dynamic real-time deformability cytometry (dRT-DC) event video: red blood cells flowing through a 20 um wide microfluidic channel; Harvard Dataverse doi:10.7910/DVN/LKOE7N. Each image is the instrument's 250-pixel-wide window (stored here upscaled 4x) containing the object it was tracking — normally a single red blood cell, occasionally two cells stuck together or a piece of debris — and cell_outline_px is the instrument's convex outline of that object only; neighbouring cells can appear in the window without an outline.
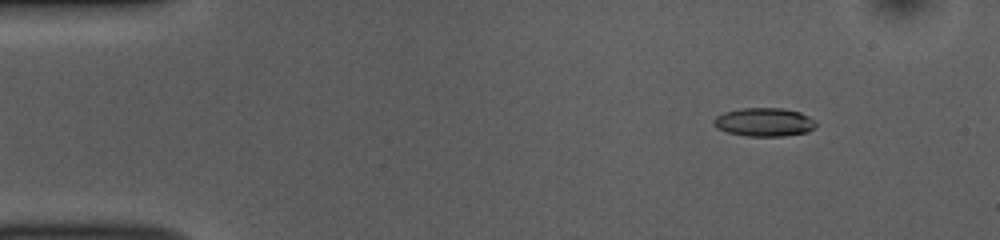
{"species": "common noctule bat (a hibernating species)", "species_latin": "Nyctalus noctula", "temperature_condition": "room temperature", "stored_images_in_passage": 48, "camera_frame_rate_fps": 3000, "um_per_image_px": 0.085, "animal": {"sex": "female", "body_mass_g": 10.0, "forearm_length_mm": 53.1}, "frame": {"image": 1, "passage_image": 3, "time_ms": 0.667, "image_size_px": [1000, 240], "cell_outline_px": [[816, 128], [808, 132], [784, 136], [744, 136], [728, 132], [716, 128], [712, 124], [712, 120], [716, 116], [724, 112], [740, 108], [784, 108], [800, 112], [816, 120]], "centroid_in_image_um": [64.96, 10.38], "position_along_channel_um": 20.0, "area_um2": 17.28}}
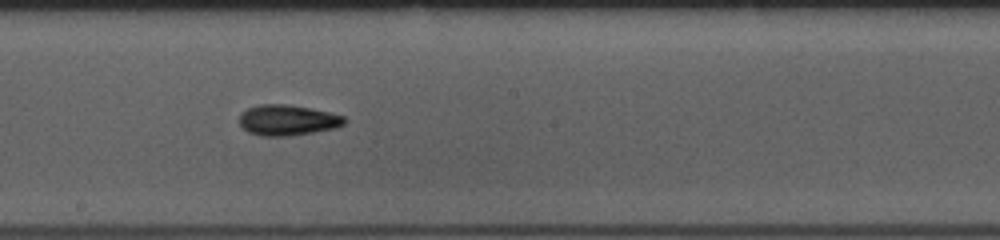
{"frame": {"image": 2, "passage_image": 25, "time_ms": 8.0, "image_size_px": [1000, 240], "cell_outline_px": [[344, 124], [336, 128], [288, 136], [260, 136], [248, 132], [240, 124], [240, 112], [248, 108], [260, 104], [288, 104], [328, 112], [344, 116]], "centroid_in_image_um": [24.4, 10.21], "position_along_channel_um": 223.8, "area_um2": 18.61}}
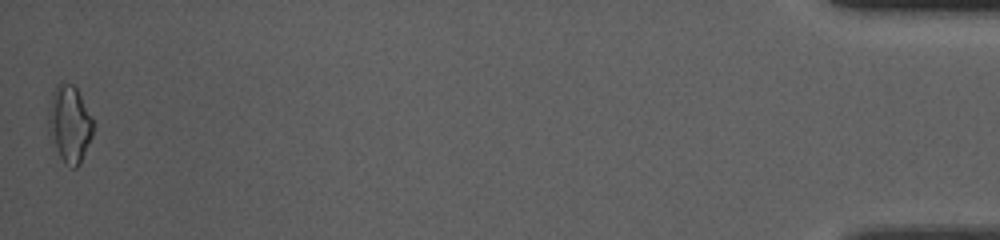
{"frame": {"image": 3, "passage_image": 48, "time_ms": 15.667, "image_size_px": [1000, 240], "cell_outline_px": [[92, 136], [80, 164], [76, 168], [72, 168], [64, 164], [48, 132], [48, 112], [52, 92], [56, 84], [60, 80], [72, 84], [76, 88], [92, 116]], "centroid_in_image_um": [5.89, 10.51], "position_along_channel_um": 429.3, "area_um2": 20.11}, "authors_computed_cell_mechanics": {"area_um2": 17.4556, "velocity_mm_per_s": 3.886, "shape_relaxation_time_tau1_ms": 3.8783, "shape_relaxation_time_tau2_ms": 4.7447, "deformation_change_tau1": 0.1383, "deformation_change_tau2": 0.1072}}